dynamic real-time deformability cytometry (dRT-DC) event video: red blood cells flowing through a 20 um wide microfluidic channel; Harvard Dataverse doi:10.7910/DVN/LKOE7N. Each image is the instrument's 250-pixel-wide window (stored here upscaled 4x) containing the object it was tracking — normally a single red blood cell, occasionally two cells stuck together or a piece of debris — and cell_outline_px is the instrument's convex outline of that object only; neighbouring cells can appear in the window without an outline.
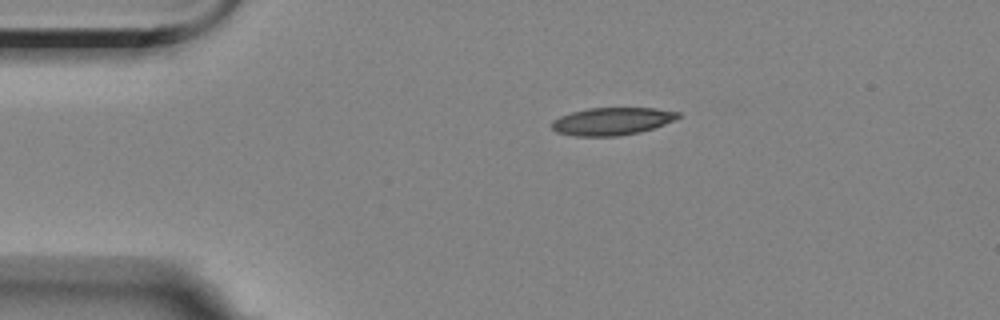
{"species": "Egyptian fruit bat (a non-hibernating species)", "species_latin": "Rousettus aegyptiacus", "temperature_condition": "room temperature", "stored_images_in_passage": 3, "camera_frame_rate_fps": 3000, "um_per_image_px": 0.085, "animal": {"sex": "female"}, "frame": {"image": 1, "passage_image": 1, "time_ms": 0.0, "image_size_px": [1000, 320], "cell_outline_px": [[680, 116], [664, 124], [640, 132], [620, 136], [576, 136], [556, 132], [552, 128], [552, 120], [560, 116], [572, 112], [588, 108], [656, 108], [680, 112]], "centroid_in_image_um": [52.0, 10.31], "position_along_channel_um": 33.0, "area_um2": 20.23}}
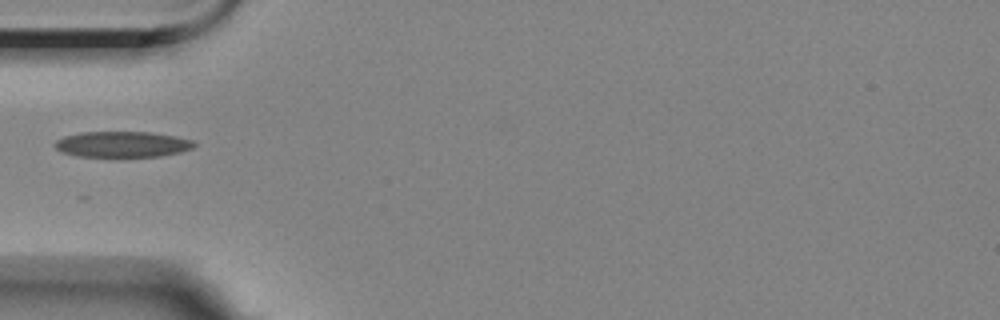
{"frame": {"image": 2, "passage_image": 3, "time_ms": 2.333, "image_size_px": [1000, 320], "cell_outline_px": [[196, 144], [192, 148], [180, 152], [160, 156], [120, 160], [76, 156], [60, 152], [52, 144], [56, 140], [64, 136], [80, 132], [152, 132], [176, 136], [192, 140]], "centroid_in_image_um": [10.35, 12.32], "position_along_channel_um": 74.7, "area_um2": 22.2}}